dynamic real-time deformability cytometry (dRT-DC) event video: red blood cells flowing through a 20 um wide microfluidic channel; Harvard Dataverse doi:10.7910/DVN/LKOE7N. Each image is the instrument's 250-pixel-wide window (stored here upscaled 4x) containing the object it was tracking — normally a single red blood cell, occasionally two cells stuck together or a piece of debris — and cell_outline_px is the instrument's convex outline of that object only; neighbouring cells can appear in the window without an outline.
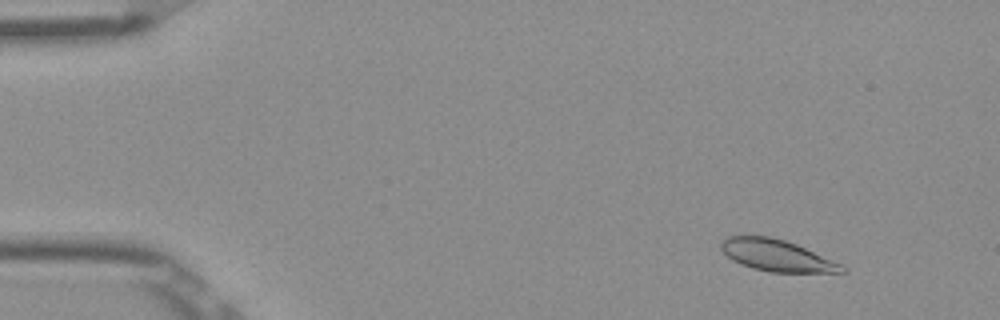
{"species": "Egyptian fruit bat (a non-hibernating species)", "species_latin": "Rousettus aegyptiacus", "temperature_condition": "room temperature", "stored_images_in_passage": 53, "camera_frame_rate_fps": 3000, "um_per_image_px": 0.085, "frame": {"image": 1, "passage_image": 6, "time_ms": 1.667, "image_size_px": [1000, 320], "cell_outline_px": [[848, 272], [768, 272], [752, 268], [740, 264], [732, 260], [720, 248], [720, 244], [728, 236], [768, 236], [784, 240], [796, 244], [844, 264], [848, 268]], "centroid_in_image_um": [66.07, 21.73], "position_along_channel_um": 18.9, "area_um2": 22.31}}
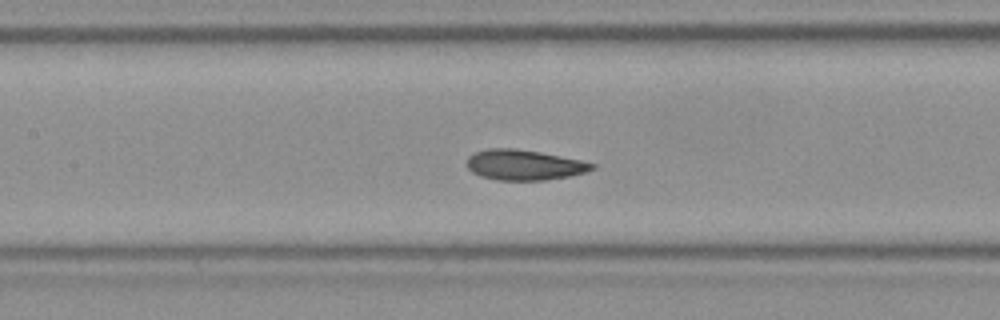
{"frame": {"image": 2, "passage_image": 25, "time_ms": 8.0, "image_size_px": [1000, 320], "cell_outline_px": [[596, 168], [584, 172], [568, 176], [544, 180], [496, 180], [480, 176], [472, 172], [468, 168], [468, 156], [476, 152], [488, 148], [516, 148], [540, 152], [580, 160], [596, 164]], "centroid_in_image_um": [44.54, 14.01], "position_along_channel_um": 162.9, "area_um2": 22.02}}
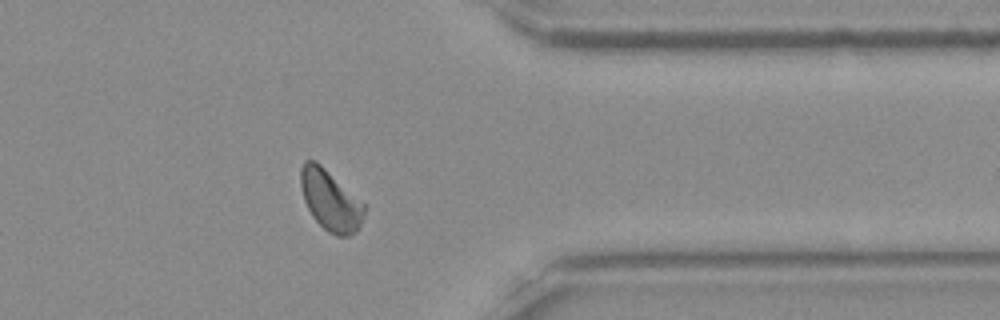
{"frame": {"image": 3, "passage_image": 43, "time_ms": 14.0, "image_size_px": [1000, 320], "cell_outline_px": [[368, 208], [360, 228], [356, 232], [348, 236], [336, 236], [328, 232], [312, 216], [304, 200], [300, 188], [300, 168], [304, 160], [316, 160], [364, 204]], "centroid_in_image_um": [28.09, 17.04], "position_along_channel_um": 383.3, "area_um2": 22.6}, "authors_computed_cell_mechanics": {"area_um2": 22.3686, "velocity_mm_per_s": 3.8624, "shape_relaxation_time_tau1_ms": 5.2283, "shape_relaxation_time_tau2_ms": 0.9019, "deformation_change_tau1": 0.1123, "deformation_change_tau2": 0.0459}}